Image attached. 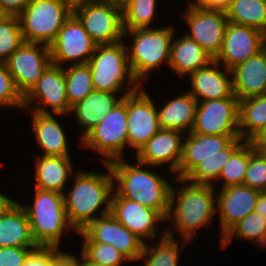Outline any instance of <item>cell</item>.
<instances>
[{"label": "cell", "instance_id": "1", "mask_svg": "<svg viewBox=\"0 0 266 266\" xmlns=\"http://www.w3.org/2000/svg\"><path fill=\"white\" fill-rule=\"evenodd\" d=\"M172 182L179 185L177 188L172 185L170 209L165 221L171 226L165 225L166 235L175 238L176 232L180 234L179 239L194 241L198 237L197 230L209 227L207 225L214 219L216 221V189L212 185L193 184L184 178L175 177Z\"/></svg>", "mask_w": 266, "mask_h": 266}, {"label": "cell", "instance_id": "2", "mask_svg": "<svg viewBox=\"0 0 266 266\" xmlns=\"http://www.w3.org/2000/svg\"><path fill=\"white\" fill-rule=\"evenodd\" d=\"M240 135L185 134L177 178L214 185L231 154L243 143Z\"/></svg>", "mask_w": 266, "mask_h": 266}, {"label": "cell", "instance_id": "3", "mask_svg": "<svg viewBox=\"0 0 266 266\" xmlns=\"http://www.w3.org/2000/svg\"><path fill=\"white\" fill-rule=\"evenodd\" d=\"M134 161L132 164L124 158L108 163L113 177V191L118 196L152 208L166 220L170 209L172 180L153 171L156 166Z\"/></svg>", "mask_w": 266, "mask_h": 266}, {"label": "cell", "instance_id": "4", "mask_svg": "<svg viewBox=\"0 0 266 266\" xmlns=\"http://www.w3.org/2000/svg\"><path fill=\"white\" fill-rule=\"evenodd\" d=\"M102 166L107 172L77 169L71 177V187L63 194L68 220L77 232L111 211L113 177L109 165Z\"/></svg>", "mask_w": 266, "mask_h": 266}, {"label": "cell", "instance_id": "5", "mask_svg": "<svg viewBox=\"0 0 266 266\" xmlns=\"http://www.w3.org/2000/svg\"><path fill=\"white\" fill-rule=\"evenodd\" d=\"M159 27L124 31L123 40L129 45L126 47L130 68L141 86H144L145 80L151 79L150 73H154L161 65L162 67L167 65V68L170 65L171 44L176 27L172 25Z\"/></svg>", "mask_w": 266, "mask_h": 266}, {"label": "cell", "instance_id": "6", "mask_svg": "<svg viewBox=\"0 0 266 266\" xmlns=\"http://www.w3.org/2000/svg\"><path fill=\"white\" fill-rule=\"evenodd\" d=\"M33 189V204L20 203L27 213L33 238L41 247L61 248L63 234L78 233L68 220L64 195L55 191Z\"/></svg>", "mask_w": 266, "mask_h": 266}, {"label": "cell", "instance_id": "7", "mask_svg": "<svg viewBox=\"0 0 266 266\" xmlns=\"http://www.w3.org/2000/svg\"><path fill=\"white\" fill-rule=\"evenodd\" d=\"M126 46L124 40L96 46L88 62L94 90L108 91L125 97L141 87L132 74Z\"/></svg>", "mask_w": 266, "mask_h": 266}, {"label": "cell", "instance_id": "8", "mask_svg": "<svg viewBox=\"0 0 266 266\" xmlns=\"http://www.w3.org/2000/svg\"><path fill=\"white\" fill-rule=\"evenodd\" d=\"M126 96L81 140L79 147L98 153L101 164L124 159L128 148ZM81 145V146H80ZM128 148V149H127Z\"/></svg>", "mask_w": 266, "mask_h": 266}, {"label": "cell", "instance_id": "9", "mask_svg": "<svg viewBox=\"0 0 266 266\" xmlns=\"http://www.w3.org/2000/svg\"><path fill=\"white\" fill-rule=\"evenodd\" d=\"M72 13L66 0H31L18 16L24 42L50 45Z\"/></svg>", "mask_w": 266, "mask_h": 266}, {"label": "cell", "instance_id": "10", "mask_svg": "<svg viewBox=\"0 0 266 266\" xmlns=\"http://www.w3.org/2000/svg\"><path fill=\"white\" fill-rule=\"evenodd\" d=\"M35 105V106H34ZM70 117L64 68L51 64L24 96L23 111Z\"/></svg>", "mask_w": 266, "mask_h": 266}, {"label": "cell", "instance_id": "11", "mask_svg": "<svg viewBox=\"0 0 266 266\" xmlns=\"http://www.w3.org/2000/svg\"><path fill=\"white\" fill-rule=\"evenodd\" d=\"M183 20L187 25L184 32L189 38L196 41L213 59L221 51L225 30L228 24L226 12L209 10L199 4L187 3Z\"/></svg>", "mask_w": 266, "mask_h": 266}, {"label": "cell", "instance_id": "12", "mask_svg": "<svg viewBox=\"0 0 266 266\" xmlns=\"http://www.w3.org/2000/svg\"><path fill=\"white\" fill-rule=\"evenodd\" d=\"M49 46L52 64L64 68L88 63L97 44L72 13Z\"/></svg>", "mask_w": 266, "mask_h": 266}, {"label": "cell", "instance_id": "13", "mask_svg": "<svg viewBox=\"0 0 266 266\" xmlns=\"http://www.w3.org/2000/svg\"><path fill=\"white\" fill-rule=\"evenodd\" d=\"M73 14L97 45L114 44L124 39L123 9L111 3L83 4Z\"/></svg>", "mask_w": 266, "mask_h": 266}, {"label": "cell", "instance_id": "14", "mask_svg": "<svg viewBox=\"0 0 266 266\" xmlns=\"http://www.w3.org/2000/svg\"><path fill=\"white\" fill-rule=\"evenodd\" d=\"M5 64L17 90L24 97L52 64L50 46L23 42Z\"/></svg>", "mask_w": 266, "mask_h": 266}, {"label": "cell", "instance_id": "15", "mask_svg": "<svg viewBox=\"0 0 266 266\" xmlns=\"http://www.w3.org/2000/svg\"><path fill=\"white\" fill-rule=\"evenodd\" d=\"M145 90L141 86L126 95L128 146L135 154L160 130L157 102Z\"/></svg>", "mask_w": 266, "mask_h": 266}, {"label": "cell", "instance_id": "16", "mask_svg": "<svg viewBox=\"0 0 266 266\" xmlns=\"http://www.w3.org/2000/svg\"><path fill=\"white\" fill-rule=\"evenodd\" d=\"M77 234L82 237V242H100L114 246L130 262H139L145 245L143 240L118 222L111 213L91 221Z\"/></svg>", "mask_w": 266, "mask_h": 266}, {"label": "cell", "instance_id": "17", "mask_svg": "<svg viewBox=\"0 0 266 266\" xmlns=\"http://www.w3.org/2000/svg\"><path fill=\"white\" fill-rule=\"evenodd\" d=\"M110 213L118 222L145 243L149 240L161 239L166 235L164 228L166 226H162V223L165 224L166 220L157 211L136 201L118 196L114 191L111 198ZM158 226L164 229L160 228V231Z\"/></svg>", "mask_w": 266, "mask_h": 266}, {"label": "cell", "instance_id": "18", "mask_svg": "<svg viewBox=\"0 0 266 266\" xmlns=\"http://www.w3.org/2000/svg\"><path fill=\"white\" fill-rule=\"evenodd\" d=\"M191 133L200 135H240L238 98L198 102Z\"/></svg>", "mask_w": 266, "mask_h": 266}, {"label": "cell", "instance_id": "19", "mask_svg": "<svg viewBox=\"0 0 266 266\" xmlns=\"http://www.w3.org/2000/svg\"><path fill=\"white\" fill-rule=\"evenodd\" d=\"M216 210L219 232V243L223 236L254 208L260 191L250 188L245 184H238L226 188L216 189Z\"/></svg>", "mask_w": 266, "mask_h": 266}, {"label": "cell", "instance_id": "20", "mask_svg": "<svg viewBox=\"0 0 266 266\" xmlns=\"http://www.w3.org/2000/svg\"><path fill=\"white\" fill-rule=\"evenodd\" d=\"M185 134L178 130L160 129L134 154L136 160L150 166H167L175 179L182 158ZM167 164V165H166Z\"/></svg>", "mask_w": 266, "mask_h": 266}, {"label": "cell", "instance_id": "21", "mask_svg": "<svg viewBox=\"0 0 266 266\" xmlns=\"http://www.w3.org/2000/svg\"><path fill=\"white\" fill-rule=\"evenodd\" d=\"M263 34L255 28L228 22L221 51L214 60L231 70L262 50Z\"/></svg>", "mask_w": 266, "mask_h": 266}, {"label": "cell", "instance_id": "22", "mask_svg": "<svg viewBox=\"0 0 266 266\" xmlns=\"http://www.w3.org/2000/svg\"><path fill=\"white\" fill-rule=\"evenodd\" d=\"M187 78L191 86L187 90L198 102L237 98L233 90L232 71L215 60Z\"/></svg>", "mask_w": 266, "mask_h": 266}, {"label": "cell", "instance_id": "23", "mask_svg": "<svg viewBox=\"0 0 266 266\" xmlns=\"http://www.w3.org/2000/svg\"><path fill=\"white\" fill-rule=\"evenodd\" d=\"M31 128L34 133L37 147L41 148L43 156H72L68 136L63 129V123L56 114H43L30 111Z\"/></svg>", "mask_w": 266, "mask_h": 266}, {"label": "cell", "instance_id": "24", "mask_svg": "<svg viewBox=\"0 0 266 266\" xmlns=\"http://www.w3.org/2000/svg\"><path fill=\"white\" fill-rule=\"evenodd\" d=\"M34 188L64 194L77 170L71 156H35Z\"/></svg>", "mask_w": 266, "mask_h": 266}, {"label": "cell", "instance_id": "25", "mask_svg": "<svg viewBox=\"0 0 266 266\" xmlns=\"http://www.w3.org/2000/svg\"><path fill=\"white\" fill-rule=\"evenodd\" d=\"M238 100L266 94V53L261 50L231 69Z\"/></svg>", "mask_w": 266, "mask_h": 266}, {"label": "cell", "instance_id": "26", "mask_svg": "<svg viewBox=\"0 0 266 266\" xmlns=\"http://www.w3.org/2000/svg\"><path fill=\"white\" fill-rule=\"evenodd\" d=\"M119 95V96H118ZM123 96L108 91L93 90L83 100L71 107L70 114L74 121L82 128L79 139L81 140L91 129L99 124L121 100Z\"/></svg>", "mask_w": 266, "mask_h": 266}, {"label": "cell", "instance_id": "27", "mask_svg": "<svg viewBox=\"0 0 266 266\" xmlns=\"http://www.w3.org/2000/svg\"><path fill=\"white\" fill-rule=\"evenodd\" d=\"M175 37L176 35L171 44L169 68L178 78L183 80L214 60L196 41L184 33Z\"/></svg>", "mask_w": 266, "mask_h": 266}, {"label": "cell", "instance_id": "28", "mask_svg": "<svg viewBox=\"0 0 266 266\" xmlns=\"http://www.w3.org/2000/svg\"><path fill=\"white\" fill-rule=\"evenodd\" d=\"M179 94L157 106L159 126L189 134L194 126L198 101L187 90Z\"/></svg>", "mask_w": 266, "mask_h": 266}, {"label": "cell", "instance_id": "29", "mask_svg": "<svg viewBox=\"0 0 266 266\" xmlns=\"http://www.w3.org/2000/svg\"><path fill=\"white\" fill-rule=\"evenodd\" d=\"M0 247H40L33 238L27 213L17 200L0 215Z\"/></svg>", "mask_w": 266, "mask_h": 266}, {"label": "cell", "instance_id": "30", "mask_svg": "<svg viewBox=\"0 0 266 266\" xmlns=\"http://www.w3.org/2000/svg\"><path fill=\"white\" fill-rule=\"evenodd\" d=\"M179 242L176 237L171 238L167 235L154 242H146L139 259L143 261L142 266H179L180 253L190 243L186 240Z\"/></svg>", "mask_w": 266, "mask_h": 266}, {"label": "cell", "instance_id": "31", "mask_svg": "<svg viewBox=\"0 0 266 266\" xmlns=\"http://www.w3.org/2000/svg\"><path fill=\"white\" fill-rule=\"evenodd\" d=\"M266 127V94L239 100V134L252 141Z\"/></svg>", "mask_w": 266, "mask_h": 266}, {"label": "cell", "instance_id": "32", "mask_svg": "<svg viewBox=\"0 0 266 266\" xmlns=\"http://www.w3.org/2000/svg\"><path fill=\"white\" fill-rule=\"evenodd\" d=\"M225 12L228 22L266 32V0H233Z\"/></svg>", "mask_w": 266, "mask_h": 266}, {"label": "cell", "instance_id": "33", "mask_svg": "<svg viewBox=\"0 0 266 266\" xmlns=\"http://www.w3.org/2000/svg\"><path fill=\"white\" fill-rule=\"evenodd\" d=\"M233 239L249 240L261 250L266 248V220L255 211L236 223L224 236L220 248L228 247Z\"/></svg>", "mask_w": 266, "mask_h": 266}, {"label": "cell", "instance_id": "34", "mask_svg": "<svg viewBox=\"0 0 266 266\" xmlns=\"http://www.w3.org/2000/svg\"><path fill=\"white\" fill-rule=\"evenodd\" d=\"M66 92L70 107L83 100L94 90L88 63L64 67Z\"/></svg>", "mask_w": 266, "mask_h": 266}, {"label": "cell", "instance_id": "35", "mask_svg": "<svg viewBox=\"0 0 266 266\" xmlns=\"http://www.w3.org/2000/svg\"><path fill=\"white\" fill-rule=\"evenodd\" d=\"M248 164H249V141H244L231 154L230 159L225 163L219 175L217 184L213 185L215 189L216 188L218 189L219 187L226 188L229 186L244 184V179L248 168Z\"/></svg>", "mask_w": 266, "mask_h": 266}, {"label": "cell", "instance_id": "36", "mask_svg": "<svg viewBox=\"0 0 266 266\" xmlns=\"http://www.w3.org/2000/svg\"><path fill=\"white\" fill-rule=\"evenodd\" d=\"M159 1V0H158ZM157 0H131L123 8L124 31L137 28H153L158 13Z\"/></svg>", "mask_w": 266, "mask_h": 266}, {"label": "cell", "instance_id": "37", "mask_svg": "<svg viewBox=\"0 0 266 266\" xmlns=\"http://www.w3.org/2000/svg\"><path fill=\"white\" fill-rule=\"evenodd\" d=\"M80 252L94 263L104 266H125L130 260L110 244L82 242Z\"/></svg>", "mask_w": 266, "mask_h": 266}, {"label": "cell", "instance_id": "38", "mask_svg": "<svg viewBox=\"0 0 266 266\" xmlns=\"http://www.w3.org/2000/svg\"><path fill=\"white\" fill-rule=\"evenodd\" d=\"M23 42L18 16L0 21V62L5 63Z\"/></svg>", "mask_w": 266, "mask_h": 266}, {"label": "cell", "instance_id": "39", "mask_svg": "<svg viewBox=\"0 0 266 266\" xmlns=\"http://www.w3.org/2000/svg\"><path fill=\"white\" fill-rule=\"evenodd\" d=\"M244 184L260 192H266V153L256 150L251 141Z\"/></svg>", "mask_w": 266, "mask_h": 266}, {"label": "cell", "instance_id": "40", "mask_svg": "<svg viewBox=\"0 0 266 266\" xmlns=\"http://www.w3.org/2000/svg\"><path fill=\"white\" fill-rule=\"evenodd\" d=\"M0 109L15 108L23 110L24 97L17 90L7 65L0 62Z\"/></svg>", "mask_w": 266, "mask_h": 266}, {"label": "cell", "instance_id": "41", "mask_svg": "<svg viewBox=\"0 0 266 266\" xmlns=\"http://www.w3.org/2000/svg\"><path fill=\"white\" fill-rule=\"evenodd\" d=\"M31 247H0V266H23Z\"/></svg>", "mask_w": 266, "mask_h": 266}, {"label": "cell", "instance_id": "42", "mask_svg": "<svg viewBox=\"0 0 266 266\" xmlns=\"http://www.w3.org/2000/svg\"><path fill=\"white\" fill-rule=\"evenodd\" d=\"M23 266H54V247L34 249L25 260Z\"/></svg>", "mask_w": 266, "mask_h": 266}, {"label": "cell", "instance_id": "43", "mask_svg": "<svg viewBox=\"0 0 266 266\" xmlns=\"http://www.w3.org/2000/svg\"><path fill=\"white\" fill-rule=\"evenodd\" d=\"M80 258L75 254L62 251L60 248L54 247V266H83V254Z\"/></svg>", "mask_w": 266, "mask_h": 266}, {"label": "cell", "instance_id": "44", "mask_svg": "<svg viewBox=\"0 0 266 266\" xmlns=\"http://www.w3.org/2000/svg\"><path fill=\"white\" fill-rule=\"evenodd\" d=\"M31 0H0L2 9L8 16H19Z\"/></svg>", "mask_w": 266, "mask_h": 266}, {"label": "cell", "instance_id": "45", "mask_svg": "<svg viewBox=\"0 0 266 266\" xmlns=\"http://www.w3.org/2000/svg\"><path fill=\"white\" fill-rule=\"evenodd\" d=\"M233 0H202L199 5L209 10L226 11Z\"/></svg>", "mask_w": 266, "mask_h": 266}, {"label": "cell", "instance_id": "46", "mask_svg": "<svg viewBox=\"0 0 266 266\" xmlns=\"http://www.w3.org/2000/svg\"><path fill=\"white\" fill-rule=\"evenodd\" d=\"M256 150L266 153V127L251 141Z\"/></svg>", "mask_w": 266, "mask_h": 266}, {"label": "cell", "instance_id": "47", "mask_svg": "<svg viewBox=\"0 0 266 266\" xmlns=\"http://www.w3.org/2000/svg\"><path fill=\"white\" fill-rule=\"evenodd\" d=\"M254 211L266 220V192L259 193Z\"/></svg>", "mask_w": 266, "mask_h": 266}, {"label": "cell", "instance_id": "48", "mask_svg": "<svg viewBox=\"0 0 266 266\" xmlns=\"http://www.w3.org/2000/svg\"><path fill=\"white\" fill-rule=\"evenodd\" d=\"M15 201L12 197L6 196L0 191V215Z\"/></svg>", "mask_w": 266, "mask_h": 266}, {"label": "cell", "instance_id": "49", "mask_svg": "<svg viewBox=\"0 0 266 266\" xmlns=\"http://www.w3.org/2000/svg\"><path fill=\"white\" fill-rule=\"evenodd\" d=\"M72 9L83 5V4H91V3H99L102 2L103 0H66Z\"/></svg>", "mask_w": 266, "mask_h": 266}, {"label": "cell", "instance_id": "50", "mask_svg": "<svg viewBox=\"0 0 266 266\" xmlns=\"http://www.w3.org/2000/svg\"><path fill=\"white\" fill-rule=\"evenodd\" d=\"M123 9L131 0H103Z\"/></svg>", "mask_w": 266, "mask_h": 266}, {"label": "cell", "instance_id": "51", "mask_svg": "<svg viewBox=\"0 0 266 266\" xmlns=\"http://www.w3.org/2000/svg\"><path fill=\"white\" fill-rule=\"evenodd\" d=\"M83 266H104L97 263H94L92 261H89L84 255H83Z\"/></svg>", "mask_w": 266, "mask_h": 266}, {"label": "cell", "instance_id": "52", "mask_svg": "<svg viewBox=\"0 0 266 266\" xmlns=\"http://www.w3.org/2000/svg\"><path fill=\"white\" fill-rule=\"evenodd\" d=\"M7 16V13L2 9V6L0 4V21L4 20Z\"/></svg>", "mask_w": 266, "mask_h": 266}, {"label": "cell", "instance_id": "53", "mask_svg": "<svg viewBox=\"0 0 266 266\" xmlns=\"http://www.w3.org/2000/svg\"><path fill=\"white\" fill-rule=\"evenodd\" d=\"M262 50L266 53V32L263 34V46Z\"/></svg>", "mask_w": 266, "mask_h": 266}, {"label": "cell", "instance_id": "54", "mask_svg": "<svg viewBox=\"0 0 266 266\" xmlns=\"http://www.w3.org/2000/svg\"><path fill=\"white\" fill-rule=\"evenodd\" d=\"M202 0H187V3L199 4Z\"/></svg>", "mask_w": 266, "mask_h": 266}]
</instances>
